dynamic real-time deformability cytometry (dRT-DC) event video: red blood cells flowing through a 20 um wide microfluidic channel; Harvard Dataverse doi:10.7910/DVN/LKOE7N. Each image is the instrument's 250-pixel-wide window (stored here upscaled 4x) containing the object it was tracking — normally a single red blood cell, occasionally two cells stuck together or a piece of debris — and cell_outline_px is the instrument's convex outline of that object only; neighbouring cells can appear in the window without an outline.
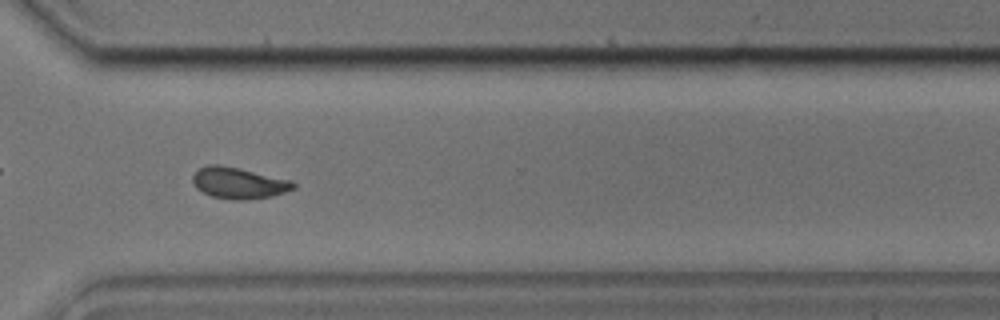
{"species": "common noctule bat (a hibernating species)", "species_latin": "Nyctalus noctula", "temperature_condition": "cold", "stored_images_in_passage": 52, "camera_frame_rate_fps": 3000, "um_per_image_px": 0.085, "animal": {"sex": "male", "body_mass_g": 17.9, "forearm_length_mm": 54.2}, "frame": {"image": 1, "passage_image": 37, "time_ms": 12.0, "image_size_px": [1000, 320], "cell_outline_px": [[296, 188], [272, 196], [244, 200], [232, 200], [212, 196], [196, 188], [192, 180], [192, 176], [200, 168], [212, 164], [216, 164], [240, 168], [292, 180], [296, 184]], "centroid_in_image_um": [20.31, 15.56], "position_along_channel_um": 350.3, "area_um2": 18.32}}
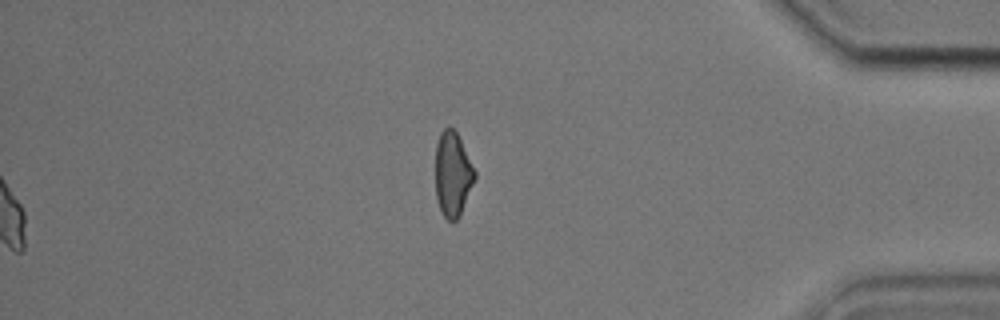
{"frame": {"image": 2, "passage_image": 52, "time_ms": 17.0, "image_size_px": [1000, 320], "cell_outline_px": [[476, 176], [460, 216], [452, 224], [440, 212], [436, 200], [436, 144], [440, 132], [448, 124], [456, 132], [476, 172]], "centroid_in_image_um": [38.46, 14.83], "position_along_channel_um": 396.7, "area_um2": 19.48}, "authors_computed_cell_mechanics": {"area_um2": 17.9758, "velocity_mm_per_s": 3.8033, "shape_relaxation_time_tau1_ms": 3.927, "shape_relaxation_time_tau2_ms": 2.0418, "deformation_change_tau1": 0.0841, "deformation_change_tau2": 0.0759}}